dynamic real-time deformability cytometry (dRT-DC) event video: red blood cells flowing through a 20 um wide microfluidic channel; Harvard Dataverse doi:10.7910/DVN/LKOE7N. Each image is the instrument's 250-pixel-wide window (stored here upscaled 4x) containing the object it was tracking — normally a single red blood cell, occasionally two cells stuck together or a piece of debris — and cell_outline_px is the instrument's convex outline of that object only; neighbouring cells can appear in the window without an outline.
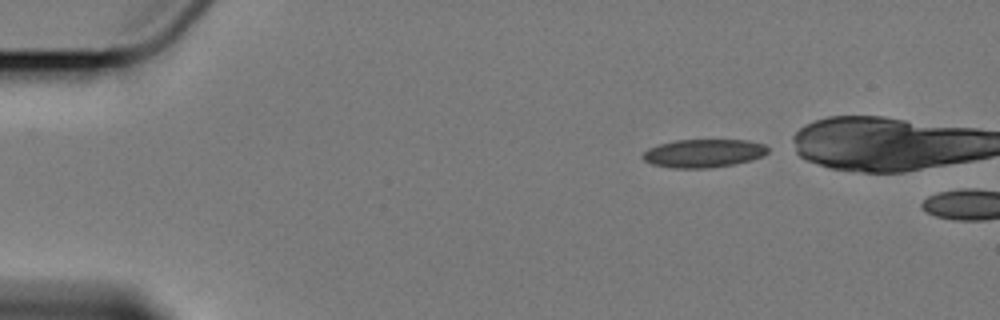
{"species": "Egyptian fruit bat (a non-hibernating species)", "species_latin": "Rousettus aegyptiacus", "temperature_condition": "cold", "stored_images_in_passage": 2, "camera_frame_rate_fps": 3000, "um_per_image_px": 0.085, "animal": {"sex": "female"}, "frame": {"image": 1, "passage_image": 1, "time_ms": 0.0, "image_size_px": [1000, 320], "cell_outline_px": [[768, 152], [764, 156], [752, 160], [736, 164], [708, 168], [672, 168], [652, 164], [644, 160], [640, 156], [648, 148], [660, 144], [676, 140], [748, 140], [764, 144], [768, 148]], "centroid_in_image_um": [59.82, 13.03], "position_along_channel_um": 25.2, "area_um2": 20.75}}